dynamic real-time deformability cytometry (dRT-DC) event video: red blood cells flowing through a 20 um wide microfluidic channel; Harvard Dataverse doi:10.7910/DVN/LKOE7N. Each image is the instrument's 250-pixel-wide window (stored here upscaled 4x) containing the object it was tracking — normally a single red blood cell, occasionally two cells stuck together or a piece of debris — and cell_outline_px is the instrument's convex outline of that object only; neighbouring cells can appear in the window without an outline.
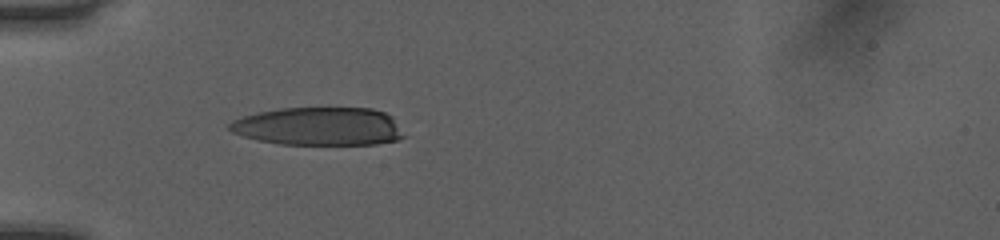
{"species": "human", "species_latin": "Homo sapiens", "temperature_condition": "room temperature", "stored_images_in_passage": 31, "camera_frame_rate_fps": 3000, "um_per_image_px": 0.085, "donor": {"sex": "female"}, "frame": {"image": 1, "passage_image": 1, "time_ms": 0.0, "image_size_px": [1000, 240], "cell_outline_px": [[404, 136], [396, 140], [376, 144], [280, 144], [256, 140], [232, 132], [228, 128], [228, 124], [232, 120], [244, 116], [260, 112], [280, 108], [372, 108], [384, 112], [392, 116]], "centroid_in_image_um": [27.08, 10.74], "position_along_channel_um": 57.9, "area_um2": 38.67}}
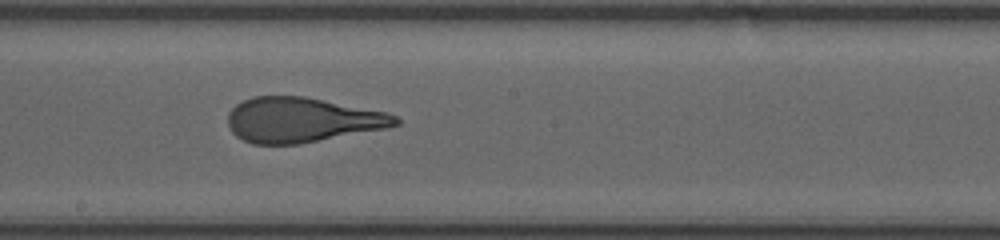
{"frame": {"image": 2, "passage_image": 14, "time_ms": 4.333, "image_size_px": [1000, 240], "cell_outline_px": [[400, 124], [388, 128], [300, 144], [252, 144], [236, 136], [232, 132], [228, 124], [228, 112], [236, 104], [252, 96], [304, 96], [388, 112], [396, 116], [400, 120]], "centroid_in_image_um": [25.68, 10.19], "position_along_channel_um": 222.5, "area_um2": 44.1}}
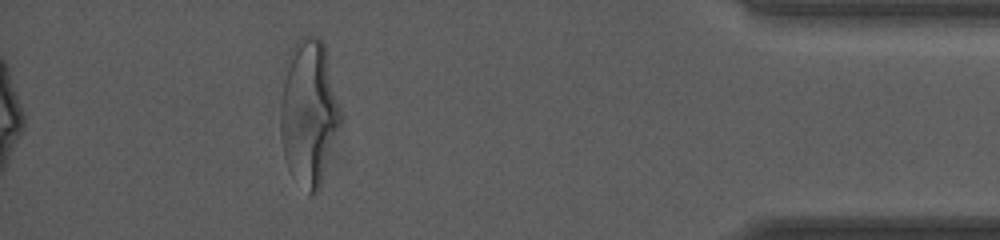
{"frame": {"image": 3, "passage_image": 31, "time_ms": 10.0, "image_size_px": [1000, 240], "cell_outline_px": [[344, 120], [320, 188], [316, 192], [308, 192], [284, 156], [280, 136], [280, 100], [284, 80], [296, 40], [300, 36], [316, 36], [324, 44], [344, 112]], "centroid_in_image_um": [26.34, 9.54], "position_along_channel_um": 408.9, "area_um2": 51.04}, "authors_computed_cell_mechanics": {"area_um2": 44.5638, "velocity_mm_per_s": 4.0519, "shape_relaxation_time_tau1_ms": 5.2979, "shape_relaxation_time_tau2_ms": 0.8204, "deformation_change_tau1": 0.2579, "deformation_change_tau2": 0.0903}}